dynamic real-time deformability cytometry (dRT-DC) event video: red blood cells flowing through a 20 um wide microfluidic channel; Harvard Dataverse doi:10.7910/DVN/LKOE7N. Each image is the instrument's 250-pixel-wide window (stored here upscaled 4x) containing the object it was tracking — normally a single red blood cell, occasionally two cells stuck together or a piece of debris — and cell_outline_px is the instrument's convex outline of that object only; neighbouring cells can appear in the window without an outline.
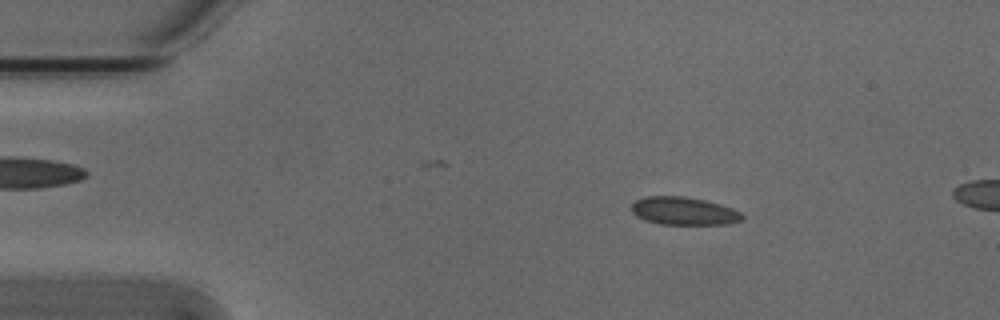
{"species": "Egyptian fruit bat (a non-hibernating species)", "species_latin": "Rousettus aegyptiacus", "temperature_condition": "cold", "stored_images_in_passage": 4, "camera_frame_rate_fps": 3000, "um_per_image_px": 0.085, "animal": {"sex": "male"}, "frame": {"image": 1, "passage_image": 2, "time_ms": 0.333, "image_size_px": [1000, 320], "cell_outline_px": [[744, 220], [728, 224], [660, 224], [644, 220], [636, 216], [632, 212], [632, 204], [636, 200], [644, 196], [684, 196], [704, 200], [720, 204], [732, 208], [740, 212], [744, 216]], "centroid_in_image_um": [58.12, 17.94], "position_along_channel_um": 26.9, "area_um2": 18.09}}